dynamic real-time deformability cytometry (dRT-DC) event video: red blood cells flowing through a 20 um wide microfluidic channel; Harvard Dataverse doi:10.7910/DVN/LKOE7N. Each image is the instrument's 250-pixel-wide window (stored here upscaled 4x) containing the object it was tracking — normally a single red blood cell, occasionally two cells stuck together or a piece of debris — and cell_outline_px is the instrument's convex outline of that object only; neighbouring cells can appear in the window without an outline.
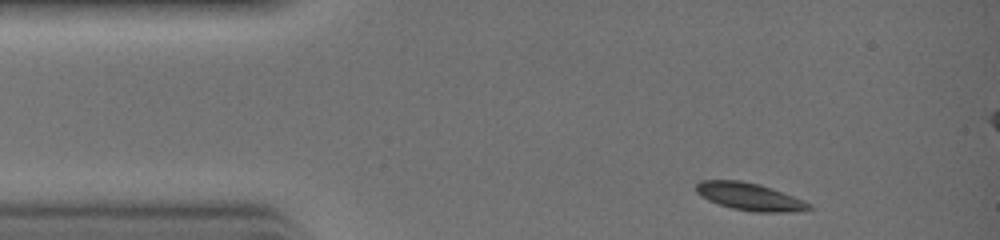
{"species": "common noctule bat (a hibernating species)", "species_latin": "Nyctalus noctula", "temperature_condition": "warm", "stored_images_in_passage": 26, "camera_frame_rate_fps": 3000, "um_per_image_px": 0.085, "animal": {"sex": "female", "body_mass_g": 19.0, "forearm_length_mm": 51.5}, "frame": {"image": 1, "passage_image": 1, "time_ms": 0.0, "image_size_px": [1000, 240], "cell_outline_px": [[812, 208], [796, 212], [756, 212], [732, 208], [708, 200], [696, 192], [696, 184], [700, 180], [740, 180], [760, 184], [772, 188], [804, 200], [812, 204]], "centroid_in_image_um": [63.74, 16.71], "position_along_channel_um": 21.3, "area_um2": 18.09}}
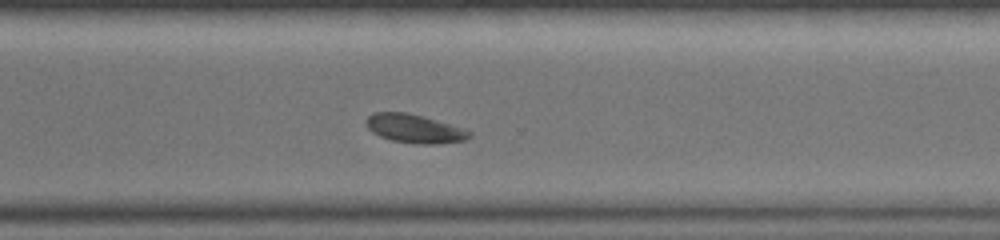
{"frame": {"image": 2, "passage_image": 20, "time_ms": 6.333, "image_size_px": [1000, 240], "cell_outline_px": [[472, 136], [464, 140], [436, 144], [416, 144], [392, 140], [380, 136], [372, 132], [368, 128], [368, 116], [372, 112], [408, 112], [424, 116], [464, 128], [472, 132]], "centroid_in_image_um": [35.27, 10.93], "position_along_channel_um": 335.3, "area_um2": 17.22}}
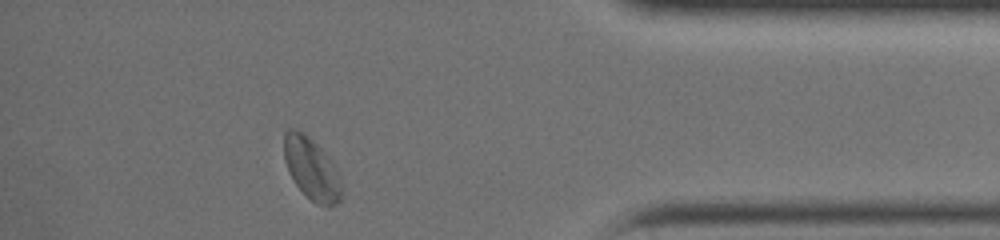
{"frame": {"image": 3, "passage_image": 25, "time_ms": 8.0, "image_size_px": [1000, 240], "cell_outline_px": [[340, 200], [336, 204], [328, 208], [316, 204], [296, 184], [284, 160], [284, 132], [288, 128], [292, 128], [304, 132], [332, 160], [340, 176]], "centroid_in_image_um": [26.49, 14.33], "position_along_channel_um": 408.7, "area_um2": 20.58}}